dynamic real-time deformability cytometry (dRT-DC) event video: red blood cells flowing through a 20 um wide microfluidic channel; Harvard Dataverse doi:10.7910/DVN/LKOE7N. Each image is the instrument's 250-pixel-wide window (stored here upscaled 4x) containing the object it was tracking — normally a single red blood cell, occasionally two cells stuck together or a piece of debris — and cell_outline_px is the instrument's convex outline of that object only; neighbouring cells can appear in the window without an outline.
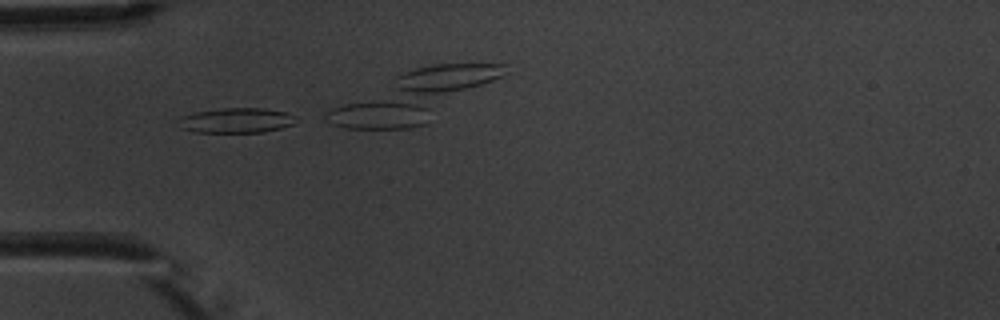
{"species": "common noctule bat (a hibernating species)", "species_latin": "Nyctalus noctula", "temperature_condition": "warm", "stored_images_in_passage": 3, "camera_frame_rate_fps": 3000, "um_per_image_px": 0.085, "animal": {"sex": "male", "body_mass_g": 20.1, "forearm_length_mm": 53.5}, "frame": {"image": 1, "passage_image": 1, "time_ms": 0.0, "image_size_px": [1000, 320], "cell_outline_px": [[296, 116], [292, 124], [280, 128], [264, 132], [196, 132], [180, 128], [172, 120], [180, 116], [196, 112], [220, 108], [264, 108], [288, 112]], "centroid_in_image_um": [19.99, 10.23], "position_along_channel_um": 65.0, "area_um2": 17.4}}
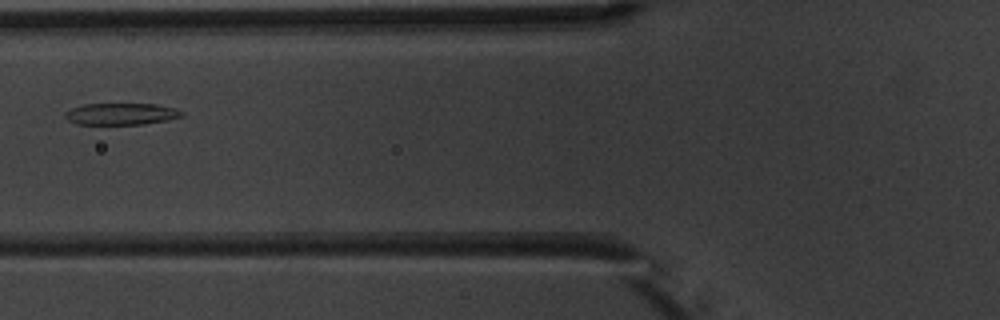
{"frame": {"image": 2, "passage_image": 3, "time_ms": 2.333, "image_size_px": [1000, 320], "cell_outline_px": [[184, 116], [168, 120], [144, 124], [76, 124], [68, 120], [64, 116], [64, 112], [72, 108], [84, 104], [156, 104], [176, 108], [184, 112]], "centroid_in_image_um": [10.32, 9.68], "position_along_channel_um": 115.5, "area_um2": 14.85}}